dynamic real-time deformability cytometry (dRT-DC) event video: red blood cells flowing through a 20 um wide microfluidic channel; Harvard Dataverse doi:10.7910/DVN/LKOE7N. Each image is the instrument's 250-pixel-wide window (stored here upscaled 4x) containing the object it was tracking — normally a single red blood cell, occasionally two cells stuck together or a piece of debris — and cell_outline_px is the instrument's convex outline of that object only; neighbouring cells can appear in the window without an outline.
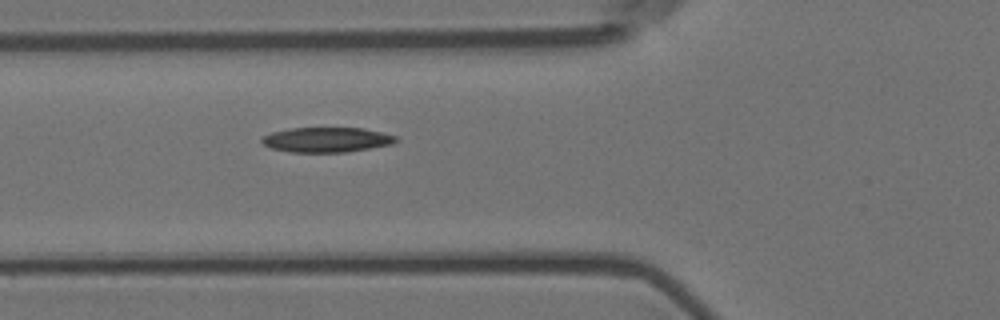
{"species": "Egyptian fruit bat (a non-hibernating species)", "species_latin": "Rousettus aegyptiacus", "temperature_condition": "room temperature", "stored_images_in_passage": 6, "camera_frame_rate_fps": 3000, "um_per_image_px": 0.085, "animal": {"sex": "female"}, "frame": {"image": 1, "passage_image": 6, "time_ms": 1.667, "image_size_px": [1000, 320], "cell_outline_px": [[400, 140], [392, 144], [344, 152], [292, 152], [272, 148], [264, 144], [260, 140], [264, 136], [272, 132], [292, 128], [364, 128], [396, 136]], "centroid_in_image_um": [27.78, 11.87], "position_along_channel_um": 98.0, "area_um2": 19.25}}